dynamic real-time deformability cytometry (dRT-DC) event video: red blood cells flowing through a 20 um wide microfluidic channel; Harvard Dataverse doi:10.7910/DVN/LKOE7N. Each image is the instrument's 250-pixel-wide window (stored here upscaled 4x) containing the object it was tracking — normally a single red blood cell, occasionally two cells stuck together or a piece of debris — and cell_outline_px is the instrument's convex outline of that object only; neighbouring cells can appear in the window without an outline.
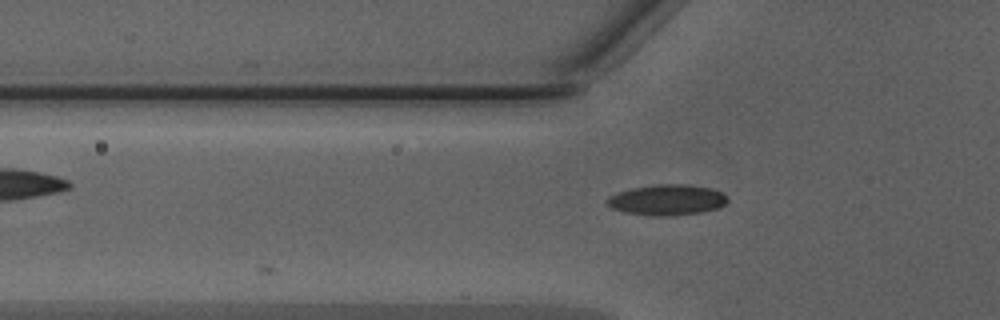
{"species": "Egyptian fruit bat (a non-hibernating species)", "species_latin": "Rousettus aegyptiacus", "temperature_condition": "warm", "stored_images_in_passage": 21, "camera_frame_rate_fps": 3000, "um_per_image_px": 0.085, "animal": {"sex": "male"}, "frame": {"image": 1, "passage_image": 3, "time_ms": 0.667, "image_size_px": [1000, 320], "cell_outline_px": [[728, 200], [720, 208], [700, 212], [668, 216], [656, 216], [624, 212], [612, 208], [604, 200], [608, 196], [616, 192], [632, 188], [656, 184], [684, 184], [712, 188], [724, 192], [728, 196]], "centroid_in_image_um": [56.71, 16.98], "position_along_channel_um": 69.1, "area_um2": 21.73}}
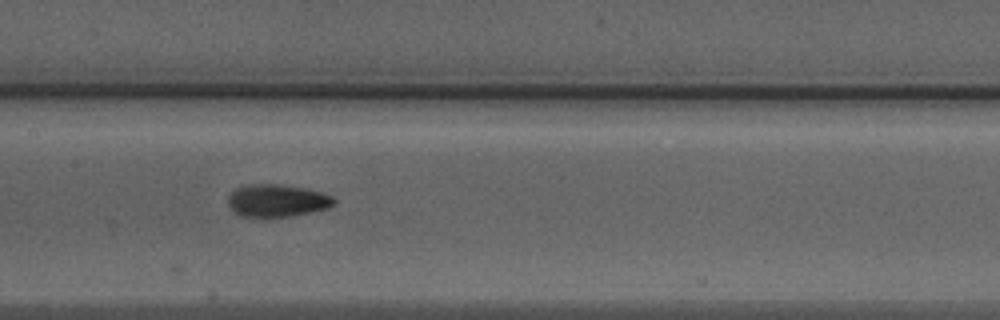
{"frame": {"image": 2, "passage_image": 11, "time_ms": 3.333, "image_size_px": [1000, 320], "cell_outline_px": [[336, 200], [328, 208], [292, 216], [240, 216], [228, 204], [228, 196], [236, 188], [248, 184], [280, 184], [308, 188], [324, 192], [332, 196]], "centroid_in_image_um": [23.58, 17.02], "position_along_channel_um": 183.8, "area_um2": 20.0}}
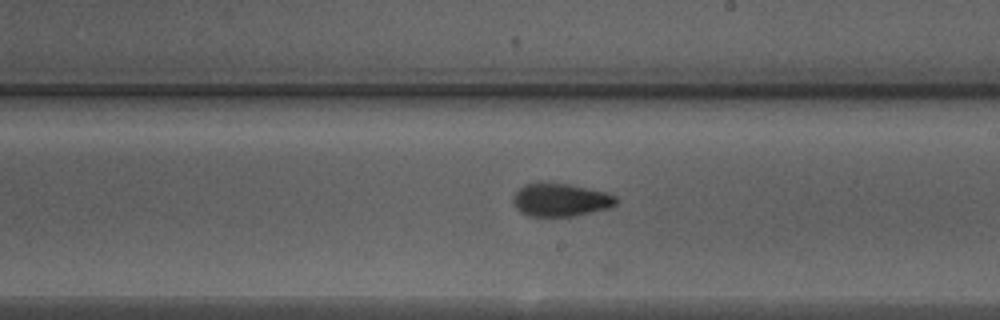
{"frame": {"image": 3, "passage_image": 15, "time_ms": 4.667, "image_size_px": [1000, 320], "cell_outline_px": [[616, 204], [608, 208], [572, 216], [528, 216], [520, 212], [516, 208], [512, 200], [512, 196], [524, 184], [540, 180], [568, 184], [604, 192], [616, 196]], "centroid_in_image_um": [47.57, 16.96], "position_along_channel_um": 241.4, "area_um2": 20.0}}